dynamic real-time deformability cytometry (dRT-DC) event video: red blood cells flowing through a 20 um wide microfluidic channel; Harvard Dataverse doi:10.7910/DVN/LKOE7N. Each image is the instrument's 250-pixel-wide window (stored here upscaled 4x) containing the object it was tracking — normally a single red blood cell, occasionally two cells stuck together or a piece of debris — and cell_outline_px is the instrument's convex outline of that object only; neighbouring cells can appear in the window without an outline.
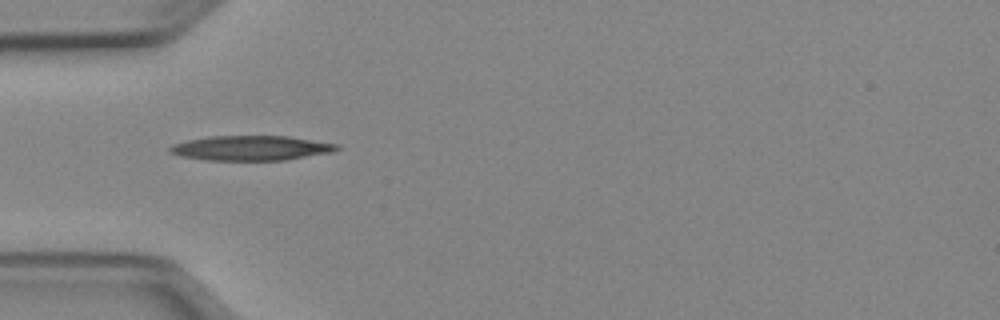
{"species": "Egyptian fruit bat (a non-hibernating species)", "species_latin": "Rousettus aegyptiacus", "temperature_condition": "cold", "stored_images_in_passage": 36, "camera_frame_rate_fps": 3000, "um_per_image_px": 0.085, "animal": {"sex": "female"}, "frame": {"image": 1, "passage_image": 1, "time_ms": 0.0, "image_size_px": [1000, 320], "cell_outline_px": [[340, 148], [332, 152], [284, 160], [208, 160], [180, 156], [168, 152], [168, 148], [172, 144], [188, 140], [212, 136], [288, 136], [340, 144]], "centroid_in_image_um": [21.34, 12.58], "position_along_channel_um": 63.7, "area_um2": 24.1}}
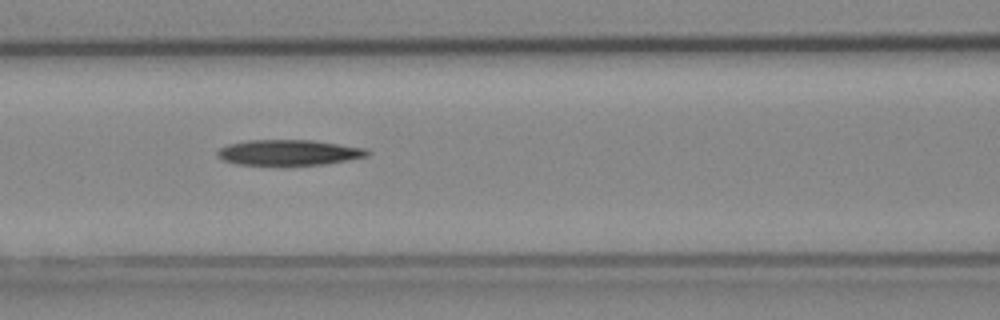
{"frame": {"image": 2, "passage_image": 7, "time_ms": 2.0, "image_size_px": [1000, 320], "cell_outline_px": [[372, 152], [368, 156], [324, 164], [236, 164], [224, 160], [216, 156], [216, 152], [220, 148], [228, 144], [248, 140], [312, 140], [364, 148]], "centroid_in_image_um": [24.53, 12.95], "position_along_channel_um": 142.1, "area_um2": 21.96}}
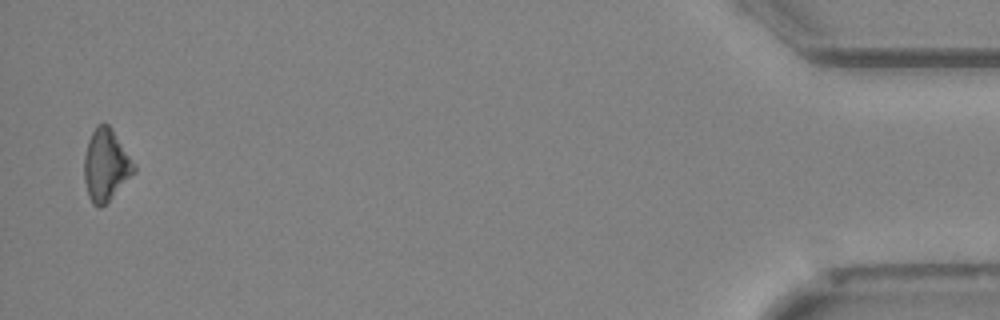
{"frame": {"image": 3, "passage_image": 35, "time_ms": 11.333, "image_size_px": [1000, 320], "cell_outline_px": [[136, 172], [100, 208], [92, 204], [88, 196], [84, 180], [84, 156], [88, 140], [96, 124], [104, 120], [112, 128], [136, 164]], "centroid_in_image_um": [9.0, 13.99], "position_along_channel_um": 426.2, "area_um2": 21.1}, "authors_computed_cell_mechanics": {"area_um2": 21.8195, "velocity_mm_per_s": 3.9713, "shape_relaxation_time_tau1_ms": 11.1929, "shape_relaxation_time_tau2_ms": null, "deformation_change_tau1": 0.2213, "deformation_change_tau2": null}}